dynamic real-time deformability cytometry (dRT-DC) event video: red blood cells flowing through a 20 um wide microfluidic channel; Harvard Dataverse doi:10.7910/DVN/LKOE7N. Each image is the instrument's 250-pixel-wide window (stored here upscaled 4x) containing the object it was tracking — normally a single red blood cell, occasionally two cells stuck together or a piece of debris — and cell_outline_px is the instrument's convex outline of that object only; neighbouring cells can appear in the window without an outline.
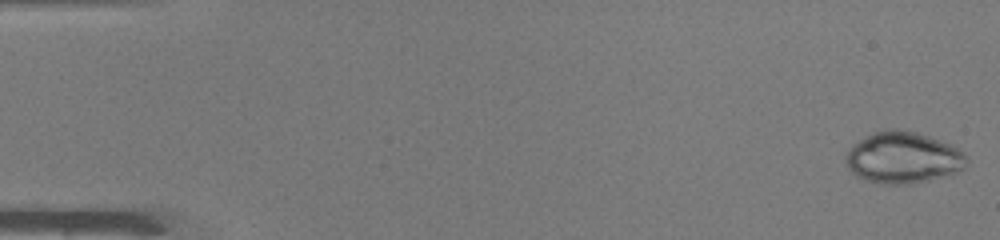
{"species": "common noctule bat (a hibernating species)", "species_latin": "Nyctalus noctula", "temperature_condition": "warm", "stored_images_in_passage": 49, "camera_frame_rate_fps": 3000, "um_per_image_px": 0.085, "animal": {"sex": "male", "body_mass_g": 19.0, "forearm_length_mm": 50.8}, "frame": {"image": 1, "passage_image": 1, "time_ms": 0.0, "image_size_px": [1000, 240], "cell_outline_px": [[968, 160], [964, 168], [956, 172], [928, 180], [912, 184], [884, 184], [864, 180], [856, 176], [848, 168], [844, 160], [844, 156], [848, 148], [852, 144], [864, 136], [872, 132], [884, 128], [900, 128], [916, 132], [928, 136], [948, 144], [964, 152]], "centroid_in_image_um": [76.69, 13.38], "position_along_channel_um": 8.3, "area_um2": 36.65}}
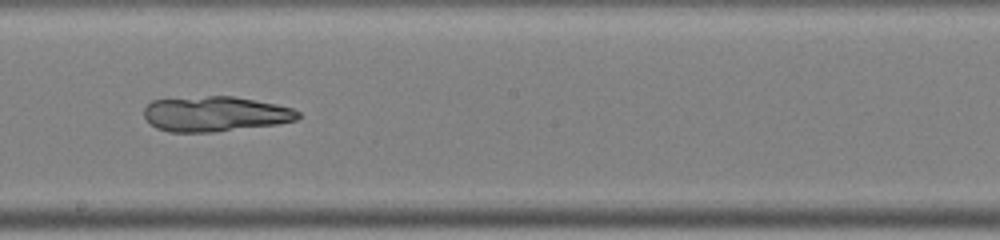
{"frame": {"image": 2, "passage_image": 28, "time_ms": 9.0, "image_size_px": [1000, 240], "cell_outline_px": [[300, 116], [296, 120], [276, 124], [212, 132], [168, 132], [156, 128], [144, 116], [144, 108], [152, 100], [208, 96], [232, 96], [276, 104], [292, 108], [300, 112]], "centroid_in_image_um": [18.28, 9.68], "position_along_channel_um": 229.9, "area_um2": 31.33}}
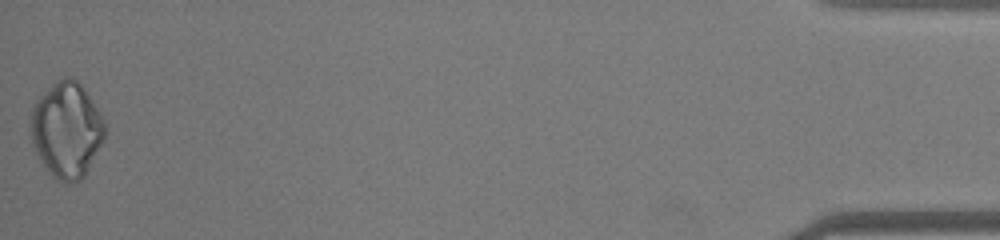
{"frame": {"image": 3, "passage_image": 49, "time_ms": 16.0, "image_size_px": [1000, 240], "cell_outline_px": [[104, 140], [84, 176], [80, 180], [64, 184], [52, 176], [44, 164], [32, 144], [32, 108], [36, 100], [60, 76], [72, 76], [84, 88], [100, 112], [104, 120]], "centroid_in_image_um": [5.68, 11.02], "position_along_channel_um": 429.5, "area_um2": 40.92}}